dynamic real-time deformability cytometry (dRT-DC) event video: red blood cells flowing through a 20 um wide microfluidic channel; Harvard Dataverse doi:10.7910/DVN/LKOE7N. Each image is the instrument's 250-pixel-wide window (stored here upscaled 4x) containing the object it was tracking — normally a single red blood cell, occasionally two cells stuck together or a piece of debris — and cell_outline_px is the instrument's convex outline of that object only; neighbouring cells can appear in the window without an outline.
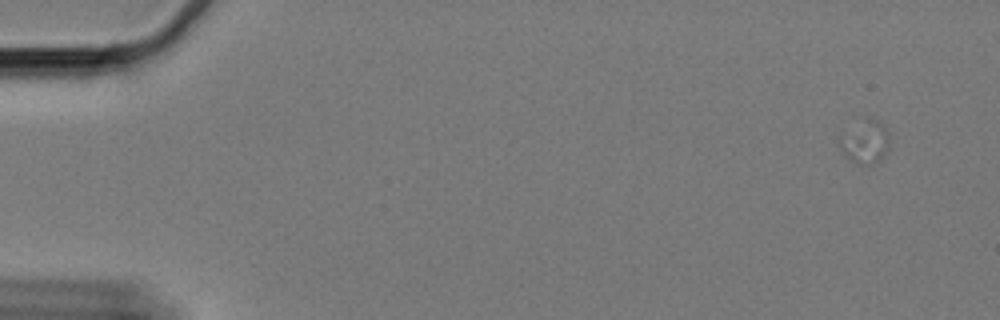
{"species": "Egyptian fruit bat (a non-hibernating species)", "species_latin": "Rousettus aegyptiacus", "temperature_condition": "cold", "stored_images_in_passage": 9, "camera_frame_rate_fps": 3000, "um_per_image_px": 0.085, "animal": {"sex": "female"}, "frame": {"image": 1, "passage_image": 1, "time_ms": 0.0, "image_size_px": [1000, 320], "cell_outline_px": [[888, 148], [880, 160], [872, 164], [860, 164], [848, 160], [840, 152], [840, 140], [872, 116], [888, 132]], "centroid_in_image_um": [73.57, 12.16], "position_along_channel_um": 11.4, "area_um2": 11.62}}